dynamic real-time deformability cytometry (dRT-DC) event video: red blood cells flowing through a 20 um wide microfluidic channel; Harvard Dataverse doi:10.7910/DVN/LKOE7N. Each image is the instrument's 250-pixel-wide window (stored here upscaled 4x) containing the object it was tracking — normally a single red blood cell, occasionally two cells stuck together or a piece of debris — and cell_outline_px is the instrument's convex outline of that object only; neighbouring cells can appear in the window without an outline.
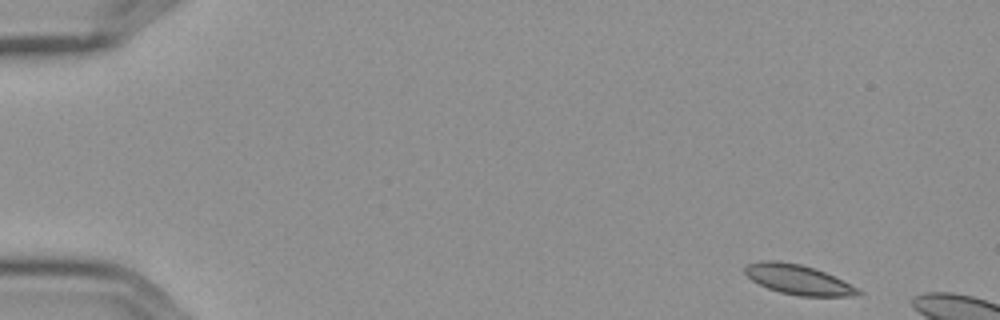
{"species": "Egyptian fruit bat (a non-hibernating species)", "species_latin": "Rousettus aegyptiacus", "temperature_condition": "cold", "stored_images_in_passage": 3, "camera_frame_rate_fps": 3000, "um_per_image_px": 0.085, "frame": {"image": 1, "passage_image": 1, "time_ms": 0.0, "image_size_px": [1000, 320], "cell_outline_px": [[864, 292], [848, 296], [800, 296], [780, 292], [768, 288], [752, 280], [744, 272], [744, 268], [748, 264], [760, 260], [776, 260], [800, 264], [816, 268]], "centroid_in_image_um": [67.78, 23.75], "position_along_channel_um": 17.2, "area_um2": 19.31}}